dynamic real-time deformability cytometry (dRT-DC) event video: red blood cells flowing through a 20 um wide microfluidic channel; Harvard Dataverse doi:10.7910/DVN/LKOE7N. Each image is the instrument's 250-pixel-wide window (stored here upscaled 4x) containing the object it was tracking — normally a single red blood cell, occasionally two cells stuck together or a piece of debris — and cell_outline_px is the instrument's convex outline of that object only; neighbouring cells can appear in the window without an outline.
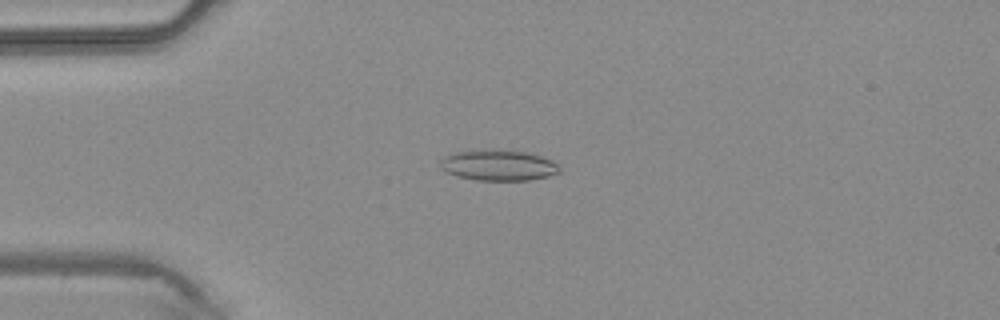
{"species": "common noctule bat (a hibernating species)", "species_latin": "Nyctalus noctula", "temperature_condition": "warm", "stored_images_in_passage": 40, "camera_frame_rate_fps": 3000, "um_per_image_px": 0.085, "animal": {"sex": "male", "body_mass_g": 20.4}, "frame": {"image": 1, "passage_image": 8, "time_ms": 2.333, "image_size_px": [1000, 320], "cell_outline_px": [[560, 172], [548, 176], [528, 180], [476, 180], [456, 176], [444, 172], [440, 168], [440, 160], [444, 156], [456, 152], [528, 152], [552, 160], [560, 168]], "centroid_in_image_um": [42.35, 14.09], "position_along_channel_um": 42.7, "area_um2": 20.63}}
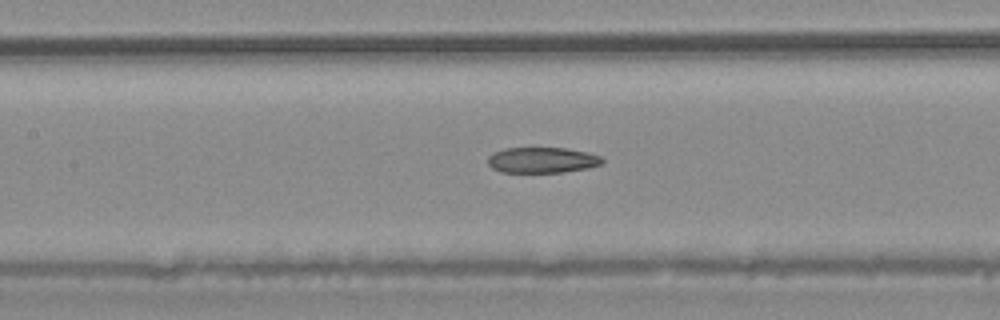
{"frame": {"image": 2, "passage_image": 17, "time_ms": 5.333, "image_size_px": [1000, 320], "cell_outline_px": [[604, 160], [600, 164], [588, 168], [564, 172], [500, 172], [492, 168], [488, 164], [488, 156], [492, 152], [504, 148], [568, 148], [588, 152], [600, 156]], "centroid_in_image_um": [46.06, 13.6], "position_along_channel_um": 161.3, "area_um2": 17.22}}
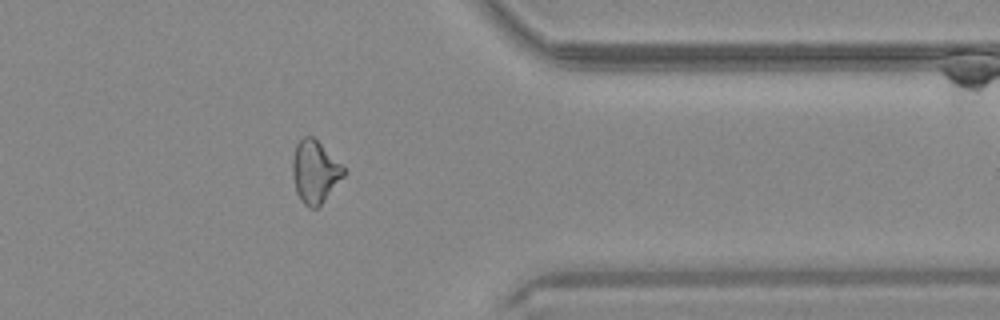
{"frame": {"image": 3, "passage_image": 32, "time_ms": 10.333, "image_size_px": [1000, 320], "cell_outline_px": [[344, 176], [320, 204], [316, 208], [308, 208], [300, 200], [296, 192], [292, 176], [292, 160], [296, 144], [304, 136], [312, 136], [344, 168]], "centroid_in_image_um": [26.72, 14.62], "position_along_channel_um": 384.7, "area_um2": 18.21}}